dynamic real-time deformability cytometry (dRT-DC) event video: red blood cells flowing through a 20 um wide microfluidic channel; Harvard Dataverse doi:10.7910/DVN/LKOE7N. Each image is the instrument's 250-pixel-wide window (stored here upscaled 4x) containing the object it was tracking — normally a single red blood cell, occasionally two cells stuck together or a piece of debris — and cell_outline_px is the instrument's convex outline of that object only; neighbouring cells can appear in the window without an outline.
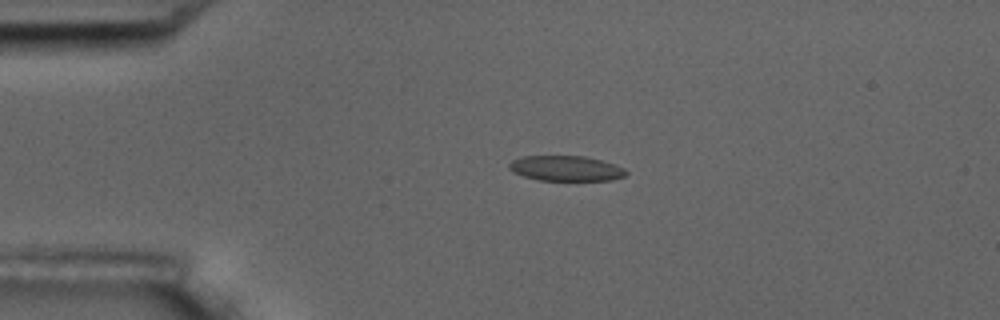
{"species": "common noctule bat (a hibernating species)", "species_latin": "Nyctalus noctula", "temperature_condition": "room temperature", "stored_images_in_passage": 2, "camera_frame_rate_fps": 3000, "um_per_image_px": 0.085, "animal": {"sex": "male", "body_mass_g": 17.5, "forearm_length_mm": 52.3}, "frame": {"image": 1, "passage_image": 1, "time_ms": 0.0, "image_size_px": [1000, 320], "cell_outline_px": [[628, 172], [624, 176], [612, 180], [540, 180], [524, 176], [508, 168], [508, 164], [512, 160], [520, 156], [584, 156], [616, 164], [624, 168]], "centroid_in_image_um": [48.12, 14.3], "position_along_channel_um": 36.9, "area_um2": 17.11}}